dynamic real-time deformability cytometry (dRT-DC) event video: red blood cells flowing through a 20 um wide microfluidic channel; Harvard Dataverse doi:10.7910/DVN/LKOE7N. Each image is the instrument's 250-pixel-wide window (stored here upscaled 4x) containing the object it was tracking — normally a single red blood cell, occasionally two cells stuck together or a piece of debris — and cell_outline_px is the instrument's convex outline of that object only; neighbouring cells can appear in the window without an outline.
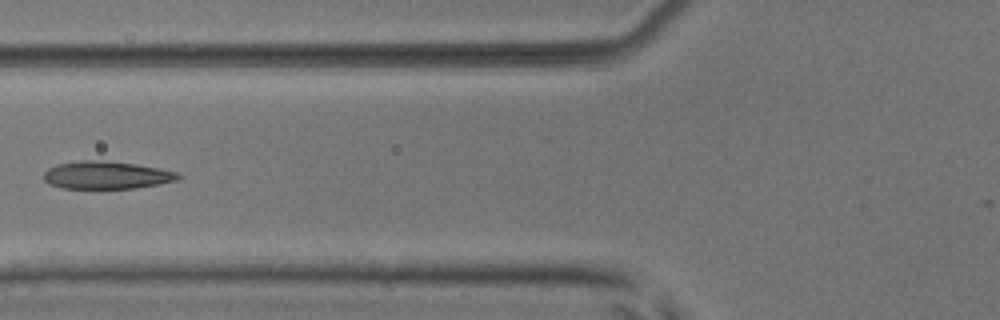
{"species": "common noctule bat (a hibernating species)", "species_latin": "Nyctalus noctula", "temperature_condition": "room temperature", "stored_images_in_passage": 6, "camera_frame_rate_fps": 3000, "um_per_image_px": 0.085, "animal": {"sex": "male", "body_mass_g": 17.9, "forearm_length_mm": 54.2}, "frame": {"image": 1, "passage_image": 5, "time_ms": 4.667, "image_size_px": [1000, 320], "cell_outline_px": [[184, 176], [180, 180], [160, 184], [132, 188], [60, 188], [48, 184], [44, 180], [44, 172], [48, 168], [60, 164], [80, 160], [96, 160], [136, 164], [160, 168], [176, 172]], "centroid_in_image_um": [9.08, 14.89], "position_along_channel_um": 116.7, "area_um2": 21.73}}
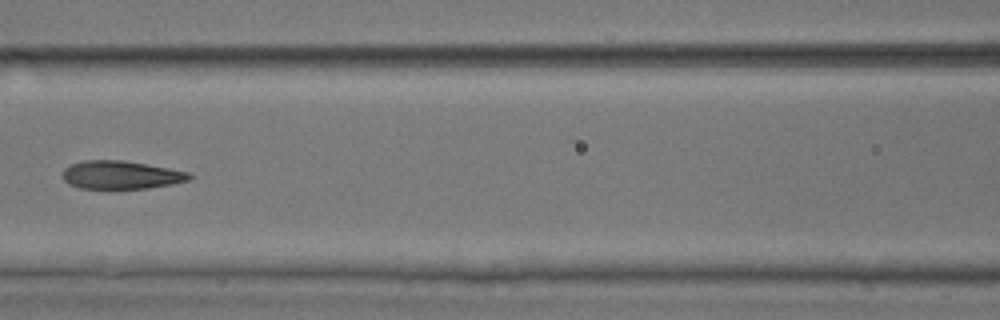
{"frame": {"image": 2, "passage_image": 6, "time_ms": 5.667, "image_size_px": [1000, 320], "cell_outline_px": [[192, 176], [188, 180], [172, 184], [148, 188], [80, 188], [68, 184], [64, 180], [64, 168], [72, 164], [84, 160], [124, 160], [168, 168], [188, 172]], "centroid_in_image_um": [10.27, 14.86], "position_along_channel_um": 156.3, "area_um2": 20.58}}